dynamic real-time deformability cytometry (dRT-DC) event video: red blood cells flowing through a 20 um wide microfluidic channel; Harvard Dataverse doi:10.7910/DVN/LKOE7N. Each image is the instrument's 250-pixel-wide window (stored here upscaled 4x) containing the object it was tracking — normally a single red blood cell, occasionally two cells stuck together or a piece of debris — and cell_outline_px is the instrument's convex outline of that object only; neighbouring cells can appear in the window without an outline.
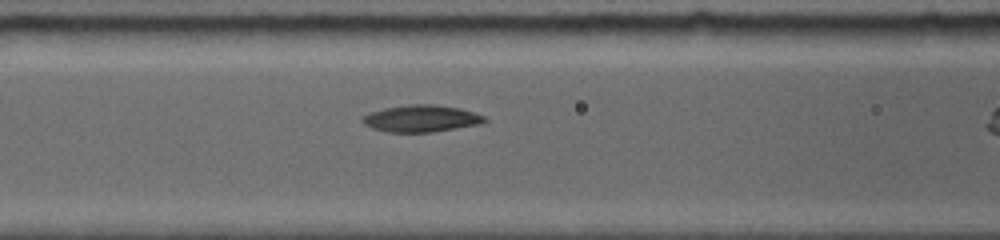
{"species": "common noctule bat (a hibernating species)", "species_latin": "Nyctalus noctula", "temperature_condition": "room temperature", "stored_images_in_passage": 6, "camera_frame_rate_fps": 5000, "um_per_image_px": 0.085, "animal": {"sex": "female", "body_mass_g": 19.0, "forearm_length_mm": 56.7}, "frame": {"image": 1, "passage_image": 5, "time_ms": 3.6, "image_size_px": [1000, 240], "cell_outline_px": [[488, 120], [480, 124], [432, 132], [388, 132], [372, 128], [364, 124], [360, 120], [364, 116], [372, 112], [384, 108], [408, 104], [436, 104], [460, 108], [484, 116]], "centroid_in_image_um": [35.8, 10.07], "position_along_channel_um": 130.8, "area_um2": 19.07}}